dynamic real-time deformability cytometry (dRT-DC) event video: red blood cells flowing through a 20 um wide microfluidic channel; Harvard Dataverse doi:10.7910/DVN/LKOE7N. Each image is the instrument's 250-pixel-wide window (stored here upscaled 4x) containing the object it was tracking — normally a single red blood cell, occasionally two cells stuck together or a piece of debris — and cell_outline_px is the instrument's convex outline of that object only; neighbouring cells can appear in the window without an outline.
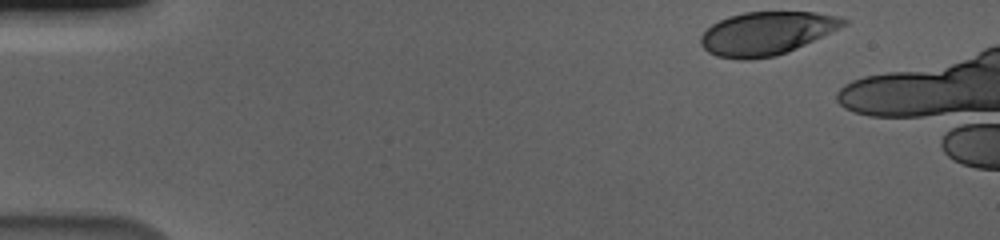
{"species": "human", "species_latin": "Homo sapiens", "temperature_condition": "cold", "stored_images_in_passage": 45, "camera_frame_rate_fps": 3000, "um_per_image_px": 0.085, "donor": {"sex": "male"}, "frame": {"image": 1, "passage_image": 1, "time_ms": 0.0, "image_size_px": [1000, 240], "cell_outline_px": [[848, 20], [844, 24], [788, 52], [776, 56], [748, 60], [740, 60], [716, 56], [708, 52], [700, 44], [700, 36], [712, 24], [728, 16], [744, 12], [816, 12], [836, 16]], "centroid_in_image_um": [65.06, 2.84], "position_along_channel_um": 19.9, "area_um2": 35.49}}
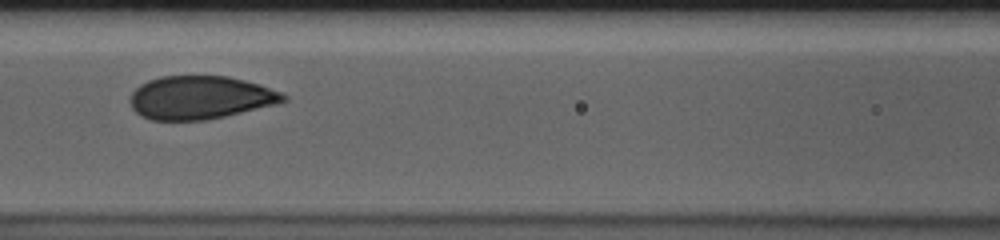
{"frame": {"image": 2, "passage_image": 21, "time_ms": 6.667, "image_size_px": [1000, 240], "cell_outline_px": [[288, 100], [276, 104], [208, 120], [152, 120], [140, 116], [132, 108], [128, 100], [132, 92], [140, 84], [148, 80], [160, 76], [228, 76], [260, 84], [280, 92], [288, 96]], "centroid_in_image_um": [16.99, 8.29], "position_along_channel_um": 149.6, "area_um2": 38.78}}
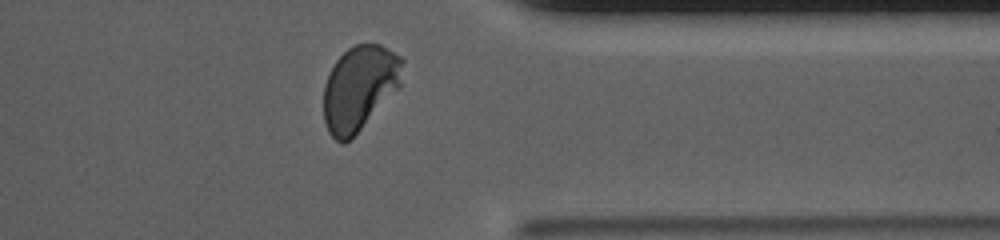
{"frame": {"image": 3, "passage_image": 41, "time_ms": 13.333, "image_size_px": [1000, 240], "cell_outline_px": [[404, 60], [400, 88], [344, 144], [340, 144], [328, 132], [324, 120], [324, 84], [336, 60], [348, 48], [356, 44], [380, 44], [400, 56]], "centroid_in_image_um": [30.56, 7.46], "position_along_channel_um": 380.8, "area_um2": 38.73}}